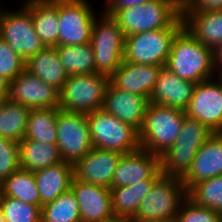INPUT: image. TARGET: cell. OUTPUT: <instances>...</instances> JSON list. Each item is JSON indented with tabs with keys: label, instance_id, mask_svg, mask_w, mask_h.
Listing matches in <instances>:
<instances>
[{
	"label": "cell",
	"instance_id": "6da1fadb",
	"mask_svg": "<svg viewBox=\"0 0 222 222\" xmlns=\"http://www.w3.org/2000/svg\"><path fill=\"white\" fill-rule=\"evenodd\" d=\"M165 67L182 80L195 83L214 77L212 49L199 42L184 27L174 37Z\"/></svg>",
	"mask_w": 222,
	"mask_h": 222
},
{
	"label": "cell",
	"instance_id": "7a4b0ae2",
	"mask_svg": "<svg viewBox=\"0 0 222 222\" xmlns=\"http://www.w3.org/2000/svg\"><path fill=\"white\" fill-rule=\"evenodd\" d=\"M125 36L166 27H184L182 9L173 0H150L110 15Z\"/></svg>",
	"mask_w": 222,
	"mask_h": 222
},
{
	"label": "cell",
	"instance_id": "3957f363",
	"mask_svg": "<svg viewBox=\"0 0 222 222\" xmlns=\"http://www.w3.org/2000/svg\"><path fill=\"white\" fill-rule=\"evenodd\" d=\"M185 115L181 109L149 103L139 131L140 148L163 155L177 139Z\"/></svg>",
	"mask_w": 222,
	"mask_h": 222
},
{
	"label": "cell",
	"instance_id": "277c9868",
	"mask_svg": "<svg viewBox=\"0 0 222 222\" xmlns=\"http://www.w3.org/2000/svg\"><path fill=\"white\" fill-rule=\"evenodd\" d=\"M213 134L202 122L185 115L177 139L160 156L163 176L181 179L189 170L198 150Z\"/></svg>",
	"mask_w": 222,
	"mask_h": 222
},
{
	"label": "cell",
	"instance_id": "5b68a950",
	"mask_svg": "<svg viewBox=\"0 0 222 222\" xmlns=\"http://www.w3.org/2000/svg\"><path fill=\"white\" fill-rule=\"evenodd\" d=\"M187 190L180 178L161 176L151 187L129 222L175 220Z\"/></svg>",
	"mask_w": 222,
	"mask_h": 222
},
{
	"label": "cell",
	"instance_id": "8992f818",
	"mask_svg": "<svg viewBox=\"0 0 222 222\" xmlns=\"http://www.w3.org/2000/svg\"><path fill=\"white\" fill-rule=\"evenodd\" d=\"M110 77L105 74L69 75L59 92V108L88 114L103 108Z\"/></svg>",
	"mask_w": 222,
	"mask_h": 222
},
{
	"label": "cell",
	"instance_id": "52a82bcc",
	"mask_svg": "<svg viewBox=\"0 0 222 222\" xmlns=\"http://www.w3.org/2000/svg\"><path fill=\"white\" fill-rule=\"evenodd\" d=\"M102 14V18L98 20L97 16L93 23L90 44L94 53L95 73L110 77L124 61L126 36L110 15Z\"/></svg>",
	"mask_w": 222,
	"mask_h": 222
},
{
	"label": "cell",
	"instance_id": "ba28073f",
	"mask_svg": "<svg viewBox=\"0 0 222 222\" xmlns=\"http://www.w3.org/2000/svg\"><path fill=\"white\" fill-rule=\"evenodd\" d=\"M94 148L122 154L140 149L139 132L103 109L86 114Z\"/></svg>",
	"mask_w": 222,
	"mask_h": 222
},
{
	"label": "cell",
	"instance_id": "9c48e42d",
	"mask_svg": "<svg viewBox=\"0 0 222 222\" xmlns=\"http://www.w3.org/2000/svg\"><path fill=\"white\" fill-rule=\"evenodd\" d=\"M183 27H166L125 37L124 61L164 67L174 37Z\"/></svg>",
	"mask_w": 222,
	"mask_h": 222
},
{
	"label": "cell",
	"instance_id": "30bf717a",
	"mask_svg": "<svg viewBox=\"0 0 222 222\" xmlns=\"http://www.w3.org/2000/svg\"><path fill=\"white\" fill-rule=\"evenodd\" d=\"M56 145L63 162L73 166L92 150L94 147L87 115L60 109L57 116Z\"/></svg>",
	"mask_w": 222,
	"mask_h": 222
},
{
	"label": "cell",
	"instance_id": "8fae6325",
	"mask_svg": "<svg viewBox=\"0 0 222 222\" xmlns=\"http://www.w3.org/2000/svg\"><path fill=\"white\" fill-rule=\"evenodd\" d=\"M0 38L24 61L45 48L35 32L31 13L26 4L19 11L0 10Z\"/></svg>",
	"mask_w": 222,
	"mask_h": 222
},
{
	"label": "cell",
	"instance_id": "7c38bea8",
	"mask_svg": "<svg viewBox=\"0 0 222 222\" xmlns=\"http://www.w3.org/2000/svg\"><path fill=\"white\" fill-rule=\"evenodd\" d=\"M86 0H58V46L90 43L97 18Z\"/></svg>",
	"mask_w": 222,
	"mask_h": 222
},
{
	"label": "cell",
	"instance_id": "4fadbf2b",
	"mask_svg": "<svg viewBox=\"0 0 222 222\" xmlns=\"http://www.w3.org/2000/svg\"><path fill=\"white\" fill-rule=\"evenodd\" d=\"M185 113L212 132L222 133V74L216 82L208 79L196 84Z\"/></svg>",
	"mask_w": 222,
	"mask_h": 222
},
{
	"label": "cell",
	"instance_id": "5bb4252c",
	"mask_svg": "<svg viewBox=\"0 0 222 222\" xmlns=\"http://www.w3.org/2000/svg\"><path fill=\"white\" fill-rule=\"evenodd\" d=\"M9 100L30 109L53 108L59 106V91L24 69L9 84Z\"/></svg>",
	"mask_w": 222,
	"mask_h": 222
},
{
	"label": "cell",
	"instance_id": "9a60e30c",
	"mask_svg": "<svg viewBox=\"0 0 222 222\" xmlns=\"http://www.w3.org/2000/svg\"><path fill=\"white\" fill-rule=\"evenodd\" d=\"M160 156L138 149L123 154L112 177V188L134 185L146 179L162 176Z\"/></svg>",
	"mask_w": 222,
	"mask_h": 222
},
{
	"label": "cell",
	"instance_id": "2e32d148",
	"mask_svg": "<svg viewBox=\"0 0 222 222\" xmlns=\"http://www.w3.org/2000/svg\"><path fill=\"white\" fill-rule=\"evenodd\" d=\"M149 103L150 101L147 97L120 90L109 82L105 91L102 109L139 132Z\"/></svg>",
	"mask_w": 222,
	"mask_h": 222
},
{
	"label": "cell",
	"instance_id": "e0dca14e",
	"mask_svg": "<svg viewBox=\"0 0 222 222\" xmlns=\"http://www.w3.org/2000/svg\"><path fill=\"white\" fill-rule=\"evenodd\" d=\"M71 190L79 206L81 222H98L114 217L110 188L73 178Z\"/></svg>",
	"mask_w": 222,
	"mask_h": 222
},
{
	"label": "cell",
	"instance_id": "ac0fdd59",
	"mask_svg": "<svg viewBox=\"0 0 222 222\" xmlns=\"http://www.w3.org/2000/svg\"><path fill=\"white\" fill-rule=\"evenodd\" d=\"M122 153L93 148L74 166V178L86 183L112 188V177Z\"/></svg>",
	"mask_w": 222,
	"mask_h": 222
},
{
	"label": "cell",
	"instance_id": "d6986e66",
	"mask_svg": "<svg viewBox=\"0 0 222 222\" xmlns=\"http://www.w3.org/2000/svg\"><path fill=\"white\" fill-rule=\"evenodd\" d=\"M222 175V133H214L198 150L181 178L187 192L198 182Z\"/></svg>",
	"mask_w": 222,
	"mask_h": 222
},
{
	"label": "cell",
	"instance_id": "ffe728a7",
	"mask_svg": "<svg viewBox=\"0 0 222 222\" xmlns=\"http://www.w3.org/2000/svg\"><path fill=\"white\" fill-rule=\"evenodd\" d=\"M196 84L195 82L182 80L165 66L161 67L149 101L150 103L185 111Z\"/></svg>",
	"mask_w": 222,
	"mask_h": 222
},
{
	"label": "cell",
	"instance_id": "44dd1931",
	"mask_svg": "<svg viewBox=\"0 0 222 222\" xmlns=\"http://www.w3.org/2000/svg\"><path fill=\"white\" fill-rule=\"evenodd\" d=\"M161 66L142 65L123 61L110 76V82L118 89L150 98Z\"/></svg>",
	"mask_w": 222,
	"mask_h": 222
},
{
	"label": "cell",
	"instance_id": "7402d4cb",
	"mask_svg": "<svg viewBox=\"0 0 222 222\" xmlns=\"http://www.w3.org/2000/svg\"><path fill=\"white\" fill-rule=\"evenodd\" d=\"M33 173L43 205L54 201L59 195L70 190L74 178L73 165L65 162Z\"/></svg>",
	"mask_w": 222,
	"mask_h": 222
},
{
	"label": "cell",
	"instance_id": "603a6c76",
	"mask_svg": "<svg viewBox=\"0 0 222 222\" xmlns=\"http://www.w3.org/2000/svg\"><path fill=\"white\" fill-rule=\"evenodd\" d=\"M35 32L45 47L58 46V0H27Z\"/></svg>",
	"mask_w": 222,
	"mask_h": 222
},
{
	"label": "cell",
	"instance_id": "cb8c5ba5",
	"mask_svg": "<svg viewBox=\"0 0 222 222\" xmlns=\"http://www.w3.org/2000/svg\"><path fill=\"white\" fill-rule=\"evenodd\" d=\"M25 70L59 92L68 77L56 47H45L25 61Z\"/></svg>",
	"mask_w": 222,
	"mask_h": 222
},
{
	"label": "cell",
	"instance_id": "d4e9b609",
	"mask_svg": "<svg viewBox=\"0 0 222 222\" xmlns=\"http://www.w3.org/2000/svg\"><path fill=\"white\" fill-rule=\"evenodd\" d=\"M184 28L209 48L222 41V10L182 12Z\"/></svg>",
	"mask_w": 222,
	"mask_h": 222
},
{
	"label": "cell",
	"instance_id": "484cf974",
	"mask_svg": "<svg viewBox=\"0 0 222 222\" xmlns=\"http://www.w3.org/2000/svg\"><path fill=\"white\" fill-rule=\"evenodd\" d=\"M18 144L20 168L23 170L35 172L63 162L56 144H46L30 139H23Z\"/></svg>",
	"mask_w": 222,
	"mask_h": 222
},
{
	"label": "cell",
	"instance_id": "4316f807",
	"mask_svg": "<svg viewBox=\"0 0 222 222\" xmlns=\"http://www.w3.org/2000/svg\"><path fill=\"white\" fill-rule=\"evenodd\" d=\"M157 180L146 179L134 185L110 188L114 216L130 221Z\"/></svg>",
	"mask_w": 222,
	"mask_h": 222
},
{
	"label": "cell",
	"instance_id": "83f0119b",
	"mask_svg": "<svg viewBox=\"0 0 222 222\" xmlns=\"http://www.w3.org/2000/svg\"><path fill=\"white\" fill-rule=\"evenodd\" d=\"M0 195L42 207L40 194L31 171L18 169L0 183Z\"/></svg>",
	"mask_w": 222,
	"mask_h": 222
},
{
	"label": "cell",
	"instance_id": "f1b7e54d",
	"mask_svg": "<svg viewBox=\"0 0 222 222\" xmlns=\"http://www.w3.org/2000/svg\"><path fill=\"white\" fill-rule=\"evenodd\" d=\"M31 109L11 100L0 104V137L20 142L25 138Z\"/></svg>",
	"mask_w": 222,
	"mask_h": 222
},
{
	"label": "cell",
	"instance_id": "f546056e",
	"mask_svg": "<svg viewBox=\"0 0 222 222\" xmlns=\"http://www.w3.org/2000/svg\"><path fill=\"white\" fill-rule=\"evenodd\" d=\"M59 110V107L31 109L24 139L37 140L46 144H56Z\"/></svg>",
	"mask_w": 222,
	"mask_h": 222
},
{
	"label": "cell",
	"instance_id": "4dcf8cb0",
	"mask_svg": "<svg viewBox=\"0 0 222 222\" xmlns=\"http://www.w3.org/2000/svg\"><path fill=\"white\" fill-rule=\"evenodd\" d=\"M56 49L68 76L95 73V59L90 43L56 46Z\"/></svg>",
	"mask_w": 222,
	"mask_h": 222
},
{
	"label": "cell",
	"instance_id": "1f68e13d",
	"mask_svg": "<svg viewBox=\"0 0 222 222\" xmlns=\"http://www.w3.org/2000/svg\"><path fill=\"white\" fill-rule=\"evenodd\" d=\"M41 222H81L79 206L71 189L41 207Z\"/></svg>",
	"mask_w": 222,
	"mask_h": 222
},
{
	"label": "cell",
	"instance_id": "d6a6232c",
	"mask_svg": "<svg viewBox=\"0 0 222 222\" xmlns=\"http://www.w3.org/2000/svg\"><path fill=\"white\" fill-rule=\"evenodd\" d=\"M187 197L196 205L210 208L222 216V175L196 183Z\"/></svg>",
	"mask_w": 222,
	"mask_h": 222
},
{
	"label": "cell",
	"instance_id": "836d02e7",
	"mask_svg": "<svg viewBox=\"0 0 222 222\" xmlns=\"http://www.w3.org/2000/svg\"><path fill=\"white\" fill-rule=\"evenodd\" d=\"M5 222H41V207L0 195Z\"/></svg>",
	"mask_w": 222,
	"mask_h": 222
},
{
	"label": "cell",
	"instance_id": "e575fe53",
	"mask_svg": "<svg viewBox=\"0 0 222 222\" xmlns=\"http://www.w3.org/2000/svg\"><path fill=\"white\" fill-rule=\"evenodd\" d=\"M25 69V61L0 38V79L10 84Z\"/></svg>",
	"mask_w": 222,
	"mask_h": 222
},
{
	"label": "cell",
	"instance_id": "d590c367",
	"mask_svg": "<svg viewBox=\"0 0 222 222\" xmlns=\"http://www.w3.org/2000/svg\"><path fill=\"white\" fill-rule=\"evenodd\" d=\"M176 222H222V216L210 208L196 205L188 197L182 202Z\"/></svg>",
	"mask_w": 222,
	"mask_h": 222
},
{
	"label": "cell",
	"instance_id": "8d00e7d4",
	"mask_svg": "<svg viewBox=\"0 0 222 222\" xmlns=\"http://www.w3.org/2000/svg\"><path fill=\"white\" fill-rule=\"evenodd\" d=\"M20 169L18 142L0 137V183Z\"/></svg>",
	"mask_w": 222,
	"mask_h": 222
},
{
	"label": "cell",
	"instance_id": "74e56055",
	"mask_svg": "<svg viewBox=\"0 0 222 222\" xmlns=\"http://www.w3.org/2000/svg\"><path fill=\"white\" fill-rule=\"evenodd\" d=\"M222 10V0H191L182 12H203Z\"/></svg>",
	"mask_w": 222,
	"mask_h": 222
},
{
	"label": "cell",
	"instance_id": "f35d334b",
	"mask_svg": "<svg viewBox=\"0 0 222 222\" xmlns=\"http://www.w3.org/2000/svg\"><path fill=\"white\" fill-rule=\"evenodd\" d=\"M150 0H108L105 5L106 9L103 11L106 15H111L115 10L124 9L130 6L144 4Z\"/></svg>",
	"mask_w": 222,
	"mask_h": 222
},
{
	"label": "cell",
	"instance_id": "ab89813d",
	"mask_svg": "<svg viewBox=\"0 0 222 222\" xmlns=\"http://www.w3.org/2000/svg\"><path fill=\"white\" fill-rule=\"evenodd\" d=\"M212 54L213 62L215 64V67L217 66L216 69L218 70L215 73L222 74V41L212 48Z\"/></svg>",
	"mask_w": 222,
	"mask_h": 222
},
{
	"label": "cell",
	"instance_id": "60d3db41",
	"mask_svg": "<svg viewBox=\"0 0 222 222\" xmlns=\"http://www.w3.org/2000/svg\"><path fill=\"white\" fill-rule=\"evenodd\" d=\"M9 99V84L0 79V104Z\"/></svg>",
	"mask_w": 222,
	"mask_h": 222
},
{
	"label": "cell",
	"instance_id": "b9f144b4",
	"mask_svg": "<svg viewBox=\"0 0 222 222\" xmlns=\"http://www.w3.org/2000/svg\"><path fill=\"white\" fill-rule=\"evenodd\" d=\"M98 222H129V221L114 216L113 218H109V219H106V220H103V221H98Z\"/></svg>",
	"mask_w": 222,
	"mask_h": 222
},
{
	"label": "cell",
	"instance_id": "7bdbcfd3",
	"mask_svg": "<svg viewBox=\"0 0 222 222\" xmlns=\"http://www.w3.org/2000/svg\"><path fill=\"white\" fill-rule=\"evenodd\" d=\"M181 9L185 7L191 0H173Z\"/></svg>",
	"mask_w": 222,
	"mask_h": 222
},
{
	"label": "cell",
	"instance_id": "ee69618b",
	"mask_svg": "<svg viewBox=\"0 0 222 222\" xmlns=\"http://www.w3.org/2000/svg\"><path fill=\"white\" fill-rule=\"evenodd\" d=\"M0 222H5L4 211L0 203Z\"/></svg>",
	"mask_w": 222,
	"mask_h": 222
},
{
	"label": "cell",
	"instance_id": "f6af8a7d",
	"mask_svg": "<svg viewBox=\"0 0 222 222\" xmlns=\"http://www.w3.org/2000/svg\"><path fill=\"white\" fill-rule=\"evenodd\" d=\"M146 222H176L175 220H162V221H146Z\"/></svg>",
	"mask_w": 222,
	"mask_h": 222
}]
</instances>
